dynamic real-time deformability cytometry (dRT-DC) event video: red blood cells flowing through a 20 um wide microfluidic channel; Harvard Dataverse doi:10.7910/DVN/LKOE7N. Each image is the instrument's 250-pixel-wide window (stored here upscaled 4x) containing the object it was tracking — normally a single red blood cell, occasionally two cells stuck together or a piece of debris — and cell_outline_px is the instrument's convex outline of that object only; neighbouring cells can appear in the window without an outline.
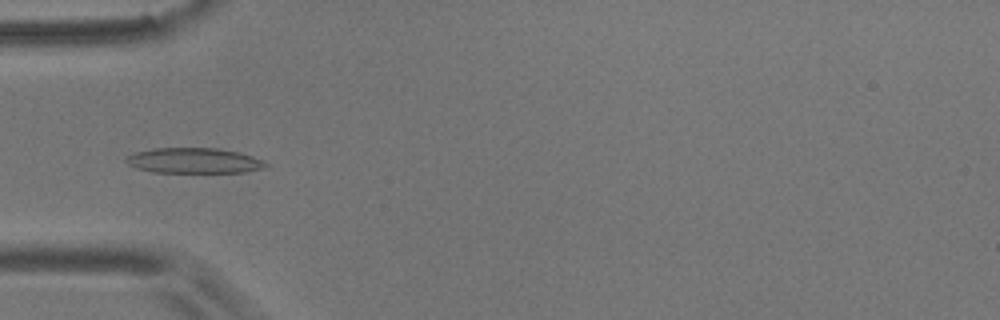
{"species": "common noctule bat (a hibernating species)", "species_latin": "Nyctalus noctula", "temperature_condition": "room temperature", "stored_images_in_passage": 5, "camera_frame_rate_fps": 3000, "um_per_image_px": 0.085, "animal": {"sex": "male", "body_mass_g": 17.9}, "frame": {"image": 1, "passage_image": 5, "time_ms": 5.0, "image_size_px": [1000, 320], "cell_outline_px": [[268, 164], [264, 168], [244, 172], [152, 172], [136, 168], [128, 164], [124, 160], [128, 156], [136, 152], [156, 148], [216, 148], [240, 152], [264, 160]], "centroid_in_image_um": [16.5, 13.65], "position_along_channel_um": 68.5, "area_um2": 20.58}}